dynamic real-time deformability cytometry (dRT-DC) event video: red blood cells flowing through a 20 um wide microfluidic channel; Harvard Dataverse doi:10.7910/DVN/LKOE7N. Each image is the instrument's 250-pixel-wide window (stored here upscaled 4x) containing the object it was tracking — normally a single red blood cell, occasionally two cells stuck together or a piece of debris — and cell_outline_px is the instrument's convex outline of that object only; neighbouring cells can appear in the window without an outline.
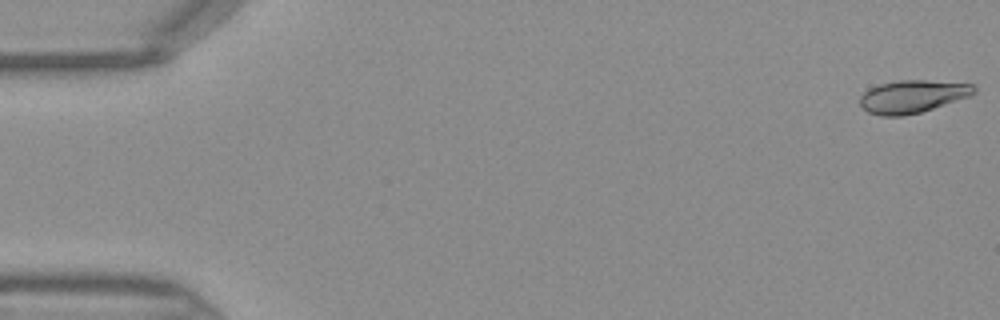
{"species": "Egyptian fruit bat (a non-hibernating species)", "species_latin": "Rousettus aegyptiacus", "temperature_condition": "warm", "stored_images_in_passage": 46, "camera_frame_rate_fps": 3000, "um_per_image_px": 0.085, "frame": {"image": 1, "passage_image": 1, "time_ms": 0.0, "image_size_px": [1000, 320], "cell_outline_px": [[976, 92], [972, 96], [920, 112], [904, 116], [880, 116], [868, 112], [860, 104], [860, 96], [868, 88], [880, 84], [900, 80], [924, 80], [972, 84], [976, 88]], "centroid_in_image_um": [77.56, 8.2], "position_along_channel_um": 7.4, "area_um2": 21.79}}
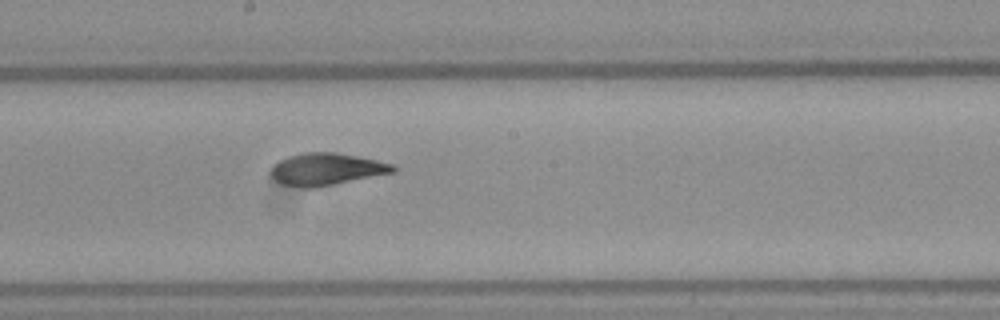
{"frame": {"image": 2, "passage_image": 25, "time_ms": 8.0, "image_size_px": [1000, 320], "cell_outline_px": [[396, 172], [316, 188], [304, 188], [284, 184], [276, 180], [272, 176], [272, 168], [280, 160], [288, 156], [304, 152], [336, 152], [396, 164]], "centroid_in_image_um": [27.81, 14.38], "position_along_channel_um": 220.4, "area_um2": 22.83}}
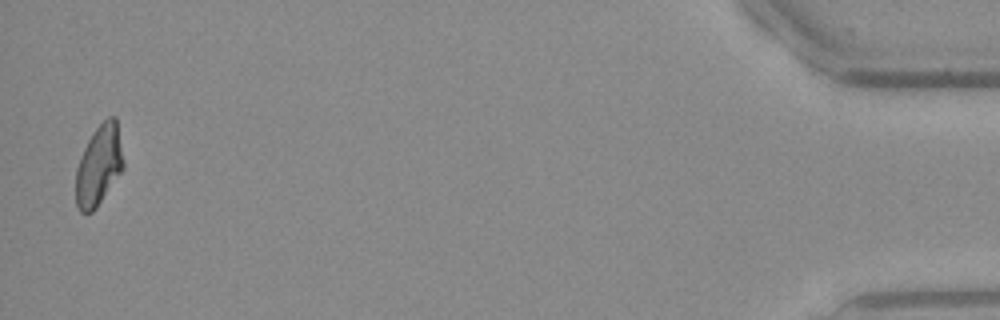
{"frame": {"image": 3, "passage_image": 45, "time_ms": 14.667, "image_size_px": [1000, 320], "cell_outline_px": [[124, 168], [96, 208], [92, 212], [80, 212], [76, 204], [76, 168], [80, 156], [92, 132], [108, 116], [116, 116], [124, 160]], "centroid_in_image_um": [8.41, 14.04], "position_along_channel_um": 426.8, "area_um2": 22.31}}